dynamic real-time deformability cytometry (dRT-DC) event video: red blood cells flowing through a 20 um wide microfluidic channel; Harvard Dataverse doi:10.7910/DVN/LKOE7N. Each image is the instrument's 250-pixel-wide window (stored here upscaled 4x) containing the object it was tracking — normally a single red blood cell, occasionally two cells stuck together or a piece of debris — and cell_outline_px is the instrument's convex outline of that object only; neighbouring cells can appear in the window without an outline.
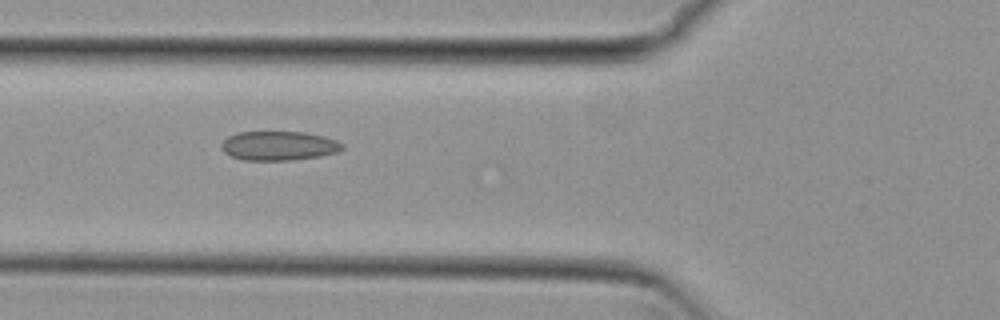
{"species": "common noctule bat (a hibernating species)", "species_latin": "Nyctalus noctula", "temperature_condition": "cold", "stored_images_in_passage": 24, "camera_frame_rate_fps": 3000, "um_per_image_px": 0.085, "animal": {"sex": "female", "body_mass_g": 29.2, "forearm_length_mm": 56.3}, "frame": {"image": 1, "passage_image": 20, "time_ms": 6.333, "image_size_px": [1000, 320], "cell_outline_px": [[344, 148], [336, 152], [320, 156], [292, 160], [240, 160], [224, 152], [220, 144], [228, 136], [236, 132], [304, 132], [324, 136], [336, 140], [344, 144]], "centroid_in_image_um": [23.69, 12.39], "position_along_channel_um": 102.1, "area_um2": 20.63}}
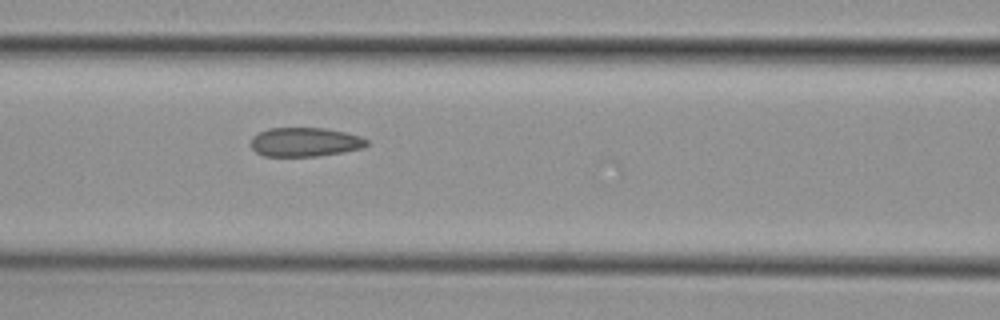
{"frame": {"image": 2, "passage_image": 23, "time_ms": 7.333, "image_size_px": [1000, 320], "cell_outline_px": [[368, 144], [364, 148], [344, 152], [320, 156], [264, 156], [256, 152], [252, 148], [252, 136], [268, 128], [324, 128], [344, 132], [360, 136], [368, 140]], "centroid_in_image_um": [25.95, 12.08], "position_along_channel_um": 140.7, "area_um2": 19.65}}